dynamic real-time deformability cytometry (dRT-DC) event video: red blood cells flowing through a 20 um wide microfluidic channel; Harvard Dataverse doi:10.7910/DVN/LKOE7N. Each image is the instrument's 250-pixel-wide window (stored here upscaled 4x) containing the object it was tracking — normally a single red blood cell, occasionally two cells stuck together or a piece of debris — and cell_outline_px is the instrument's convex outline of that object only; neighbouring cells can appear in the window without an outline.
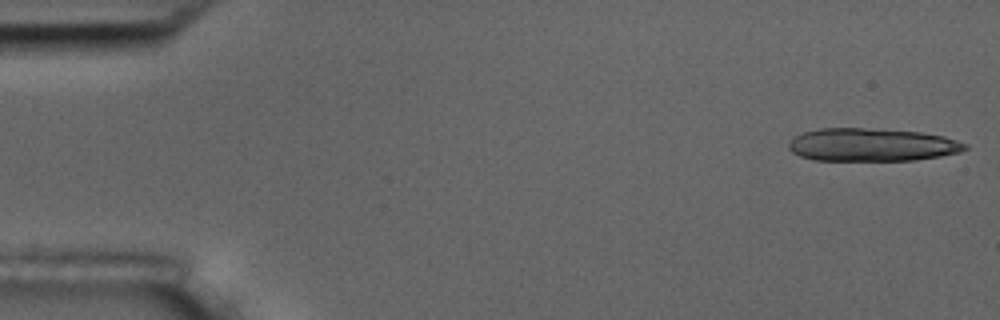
{"species": "common noctule bat (a hibernating species)", "species_latin": "Nyctalus noctula", "temperature_condition": "room temperature", "stored_images_in_passage": 14, "camera_frame_rate_fps": 3000, "um_per_image_px": 0.085, "animal": {"sex": "male", "body_mass_g": 17.5, "forearm_length_mm": 52.3}, "frame": {"image": 1, "passage_image": 1, "time_ms": 0.0, "image_size_px": [1000, 320], "cell_outline_px": [[968, 148], [960, 152], [940, 156], [916, 160], [812, 160], [800, 156], [792, 152], [788, 148], [788, 144], [796, 136], [804, 132], [820, 128], [864, 128], [920, 132], [944, 136], [968, 144]], "centroid_in_image_um": [74.12, 12.31], "position_along_channel_um": 10.9, "area_um2": 33.81}}